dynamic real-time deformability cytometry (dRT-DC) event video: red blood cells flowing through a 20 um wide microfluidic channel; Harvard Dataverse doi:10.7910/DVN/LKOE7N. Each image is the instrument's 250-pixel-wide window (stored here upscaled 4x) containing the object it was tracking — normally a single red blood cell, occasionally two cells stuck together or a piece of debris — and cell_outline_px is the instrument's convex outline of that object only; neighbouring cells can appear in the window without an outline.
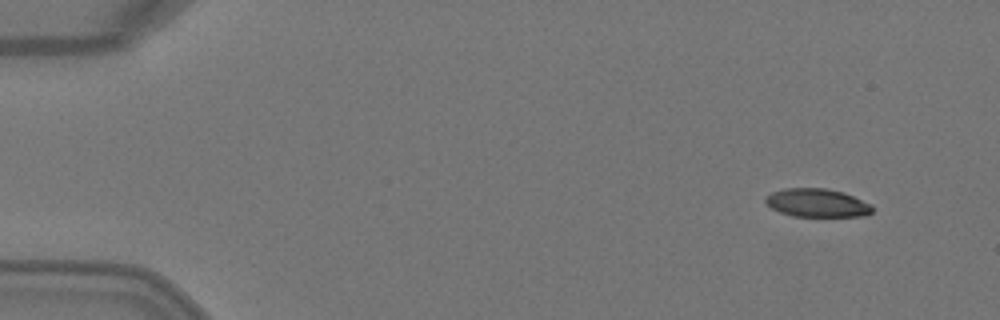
{"species": "Egyptian fruit bat (a non-hibernating species)", "species_latin": "Rousettus aegyptiacus", "temperature_condition": "warm", "stored_images_in_passage": 3, "camera_frame_rate_fps": 3000, "um_per_image_px": 0.085, "animal": {"sex": "female"}, "frame": {"image": 1, "passage_image": 1, "time_ms": 0.0, "image_size_px": [1000, 320], "cell_outline_px": [[872, 212], [864, 216], [792, 216], [780, 212], [772, 208], [764, 200], [764, 196], [772, 192], [784, 188], [824, 188], [844, 192], [872, 204]], "centroid_in_image_um": [69.44, 17.24], "position_along_channel_um": 15.6, "area_um2": 17.69}}